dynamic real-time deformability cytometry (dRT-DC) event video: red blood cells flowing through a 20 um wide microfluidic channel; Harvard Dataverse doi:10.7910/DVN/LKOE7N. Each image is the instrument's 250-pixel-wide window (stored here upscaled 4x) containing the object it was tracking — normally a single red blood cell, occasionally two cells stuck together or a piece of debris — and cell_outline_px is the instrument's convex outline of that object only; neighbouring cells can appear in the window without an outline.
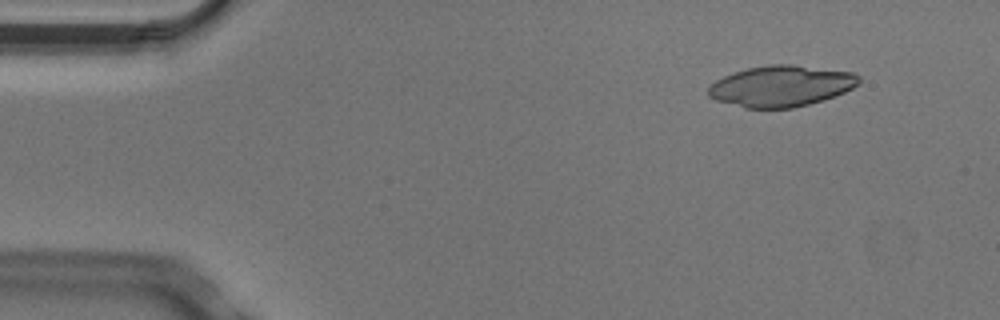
{"species": "Egyptian fruit bat (a non-hibernating species)", "species_latin": "Rousettus aegyptiacus", "temperature_condition": "cold", "stored_images_in_passage": 4, "camera_frame_rate_fps": 3000, "um_per_image_px": 0.085, "animal": {"sex": "male"}, "frame": {"image": 1, "passage_image": 1, "time_ms": 0.0, "image_size_px": [1000, 320], "cell_outline_px": [[860, 84], [844, 92], [824, 100], [792, 108], [744, 108], [716, 100], [708, 96], [708, 88], [716, 80], [724, 76], [748, 68], [768, 64], [792, 64], [852, 72], [860, 76]], "centroid_in_image_um": [66.41, 7.31], "position_along_channel_um": 18.6, "area_um2": 36.01}}